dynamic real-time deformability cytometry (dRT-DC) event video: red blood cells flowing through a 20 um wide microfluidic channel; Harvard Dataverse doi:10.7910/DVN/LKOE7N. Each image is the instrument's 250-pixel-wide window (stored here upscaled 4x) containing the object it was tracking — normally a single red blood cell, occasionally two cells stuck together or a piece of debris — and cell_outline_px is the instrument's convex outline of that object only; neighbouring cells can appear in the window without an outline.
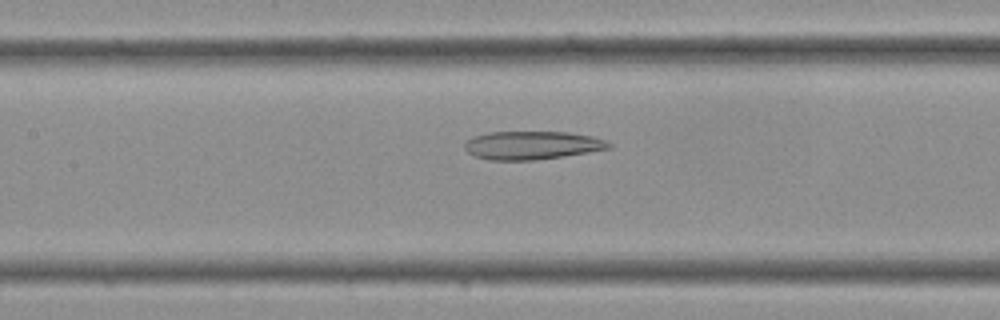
{"species": "Egyptian fruit bat (a non-hibernating species)", "species_latin": "Rousettus aegyptiacus", "temperature_condition": "cold", "stored_images_in_passage": 36, "camera_frame_rate_fps": 3000, "um_per_image_px": 0.085, "frame": {"image": 1, "passage_image": 16, "time_ms": 5.0, "image_size_px": [1000, 320], "cell_outline_px": [[612, 148], [564, 156], [532, 160], [488, 160], [476, 156], [468, 152], [464, 148], [464, 144], [472, 136], [488, 132], [568, 132], [592, 136], [608, 140], [612, 144]], "centroid_in_image_um": [45.24, 12.34], "position_along_channel_um": 162.2, "area_um2": 23.87}}
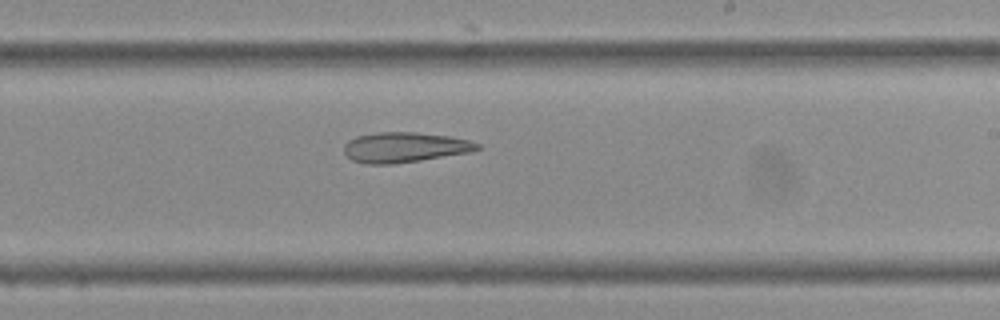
{"frame": {"image": 2, "passage_image": 21, "time_ms": 6.667, "image_size_px": [1000, 320], "cell_outline_px": [[480, 148], [472, 152], [420, 160], [392, 164], [364, 164], [352, 160], [344, 152], [344, 144], [348, 140], [356, 136], [376, 132], [416, 132], [448, 136], [468, 140], [480, 144]], "centroid_in_image_um": [34.37, 12.52], "position_along_channel_um": 254.6, "area_um2": 23.47}}
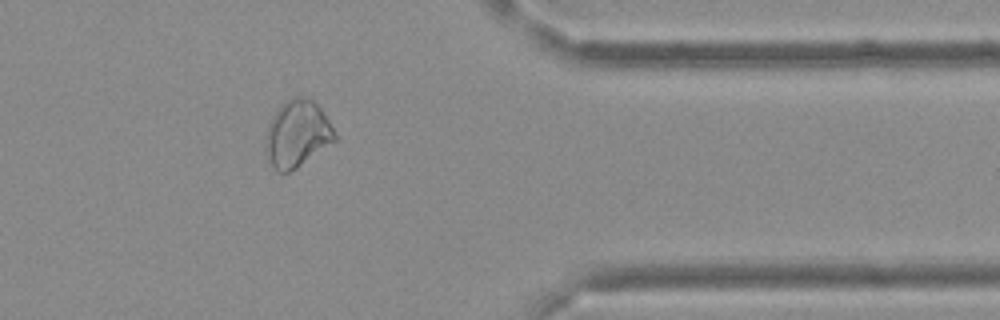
{"frame": {"image": 3, "passage_image": 29, "time_ms": 9.333, "image_size_px": [1000, 320], "cell_outline_px": [[336, 140], [296, 168], [288, 172], [276, 172], [264, 148], [268, 124], [272, 116], [280, 104], [296, 96], [308, 96], [320, 108], [328, 120], [336, 136]], "centroid_in_image_um": [25.24, 11.36], "position_along_channel_um": 386.2, "area_um2": 26.65}}